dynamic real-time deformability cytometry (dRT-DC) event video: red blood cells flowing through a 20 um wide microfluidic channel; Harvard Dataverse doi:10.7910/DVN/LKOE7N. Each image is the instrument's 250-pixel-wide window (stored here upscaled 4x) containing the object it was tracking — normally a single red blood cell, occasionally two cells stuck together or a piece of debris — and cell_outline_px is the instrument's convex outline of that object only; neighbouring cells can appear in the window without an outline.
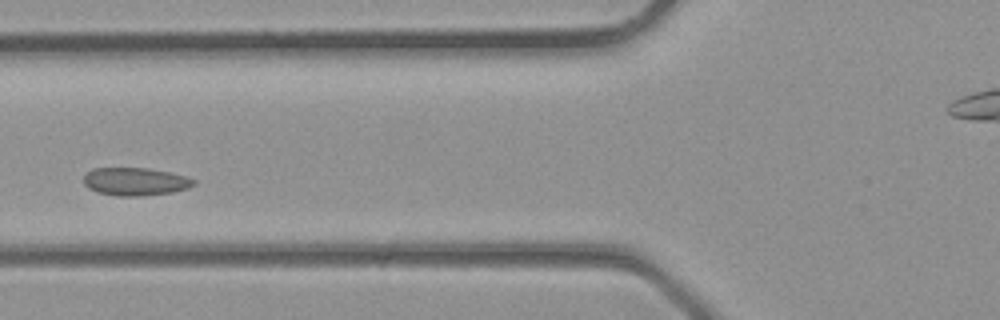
{"species": "common noctule bat (a hibernating species)", "species_latin": "Nyctalus noctula", "temperature_condition": "room temperature", "stored_images_in_passage": 2, "camera_frame_rate_fps": 3000, "um_per_image_px": 0.085, "animal": {"sex": "male", "body_mass_g": 23.1, "forearm_length_mm": 52.7}, "frame": {"image": 1, "passage_image": 2, "time_ms": 0.333, "image_size_px": [1000, 320], "cell_outline_px": [[196, 184], [188, 188], [172, 192], [140, 196], [116, 196], [96, 192], [88, 188], [84, 184], [84, 176], [92, 168], [148, 168], [168, 172], [184, 176], [196, 180]], "centroid_in_image_um": [11.48, 15.44], "position_along_channel_um": 114.3, "area_um2": 17.92}}